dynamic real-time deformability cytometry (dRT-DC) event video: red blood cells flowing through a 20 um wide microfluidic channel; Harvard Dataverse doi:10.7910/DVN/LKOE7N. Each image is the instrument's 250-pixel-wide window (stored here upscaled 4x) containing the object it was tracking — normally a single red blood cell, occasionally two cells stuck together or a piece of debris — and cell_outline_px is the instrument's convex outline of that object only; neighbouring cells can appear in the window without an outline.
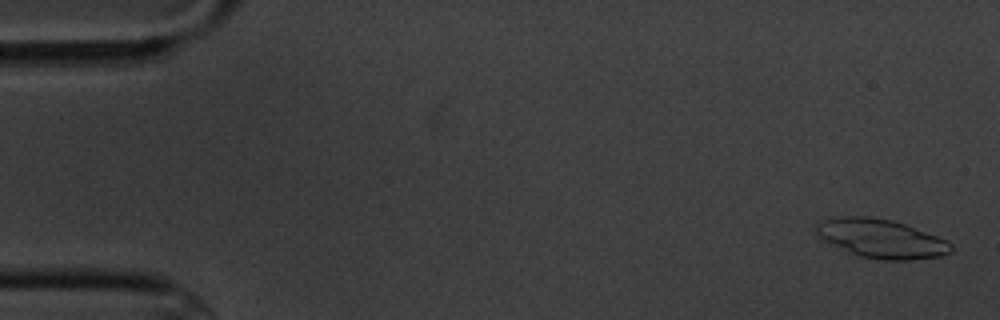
{"species": "common noctule bat (a hibernating species)", "species_latin": "Nyctalus noctula", "temperature_condition": "cold", "stored_images_in_passage": 5, "camera_frame_rate_fps": 3000, "um_per_image_px": 0.085, "animal": {"sex": "male", "body_mass_g": 20.1, "forearm_length_mm": 53.5}, "frame": {"image": 1, "passage_image": 1, "time_ms": 0.0, "image_size_px": [1000, 320], "cell_outline_px": [[952, 252], [940, 256], [912, 260], [880, 260], [856, 256], [816, 236], [816, 224], [820, 220], [840, 216], [868, 216], [892, 220], [904, 224], [948, 240], [952, 244]], "centroid_in_image_um": [74.88, 20.28], "position_along_channel_um": 10.1, "area_um2": 30.75}}